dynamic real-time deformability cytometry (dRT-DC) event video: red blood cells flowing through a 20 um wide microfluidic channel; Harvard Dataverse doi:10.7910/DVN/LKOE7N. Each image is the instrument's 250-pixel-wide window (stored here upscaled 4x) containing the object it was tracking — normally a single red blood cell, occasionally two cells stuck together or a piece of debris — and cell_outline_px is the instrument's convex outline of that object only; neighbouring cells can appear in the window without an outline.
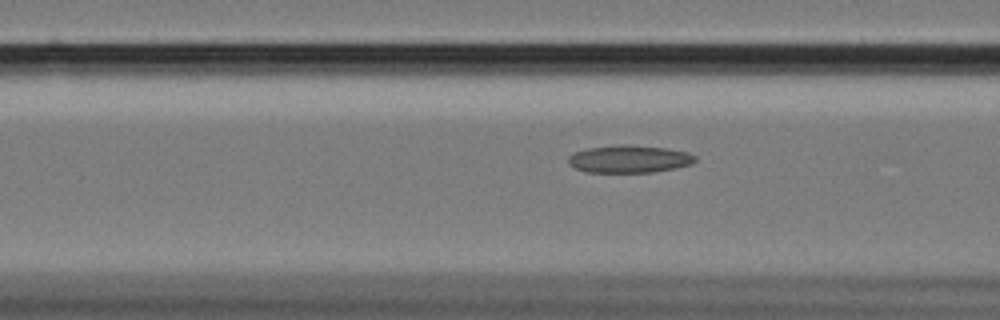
{"species": "Egyptian fruit bat (a non-hibernating species)", "species_latin": "Rousettus aegyptiacus", "temperature_condition": "cold", "stored_images_in_passage": 35, "camera_frame_rate_fps": 3000, "um_per_image_px": 0.085, "animal": {"sex": "female"}, "frame": {"image": 1, "passage_image": 4, "time_ms": 1.0, "image_size_px": [1000, 320], "cell_outline_px": [[696, 160], [692, 164], [652, 172], [584, 172], [568, 164], [568, 156], [576, 152], [588, 148], [620, 144], [628, 144], [668, 148], [688, 152], [696, 156]], "centroid_in_image_um": [53.48, 13.5], "position_along_channel_um": 113.1, "area_um2": 20.4}}
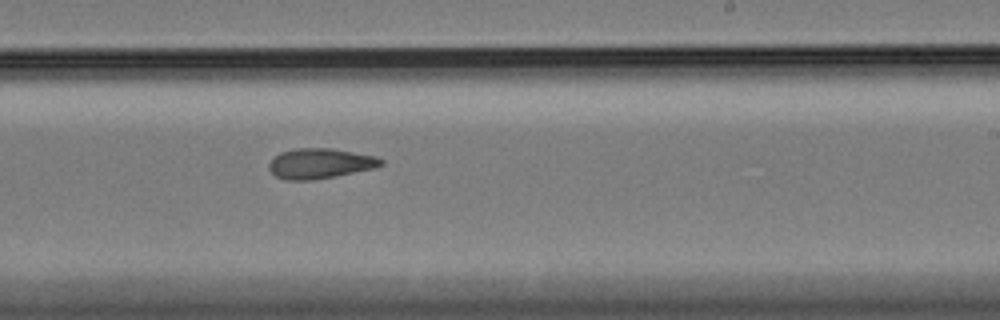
{"frame": {"image": 2, "passage_image": 17, "time_ms": 5.333, "image_size_px": [1000, 320], "cell_outline_px": [[384, 164], [372, 168], [336, 176], [312, 180], [284, 180], [276, 176], [268, 168], [268, 164], [280, 152], [296, 148], [332, 148], [376, 156], [384, 160]], "centroid_in_image_um": [27.2, 13.89], "position_along_channel_um": 261.8, "area_um2": 19.65}}
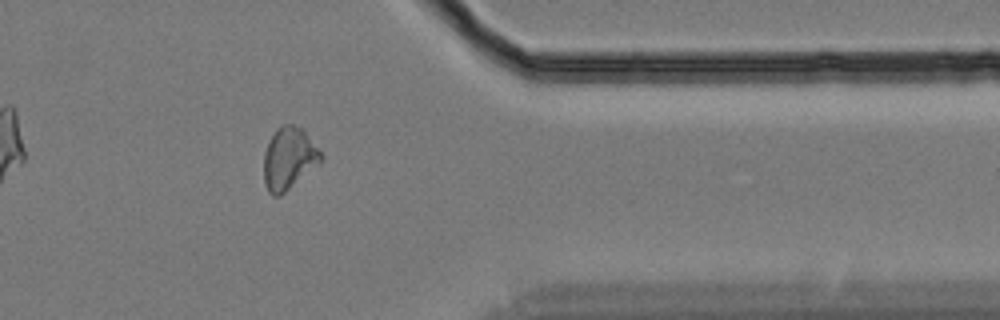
{"frame": {"image": 3, "passage_image": 29, "time_ms": 9.333, "image_size_px": [1000, 320], "cell_outline_px": [[324, 160], [320, 164], [280, 196], [272, 196], [268, 192], [264, 184], [264, 152], [268, 140], [276, 128], [284, 124], [292, 124], [300, 128], [304, 132], [324, 156]], "centroid_in_image_um": [24.54, 13.49], "position_along_channel_um": 386.9, "area_um2": 20.81}}